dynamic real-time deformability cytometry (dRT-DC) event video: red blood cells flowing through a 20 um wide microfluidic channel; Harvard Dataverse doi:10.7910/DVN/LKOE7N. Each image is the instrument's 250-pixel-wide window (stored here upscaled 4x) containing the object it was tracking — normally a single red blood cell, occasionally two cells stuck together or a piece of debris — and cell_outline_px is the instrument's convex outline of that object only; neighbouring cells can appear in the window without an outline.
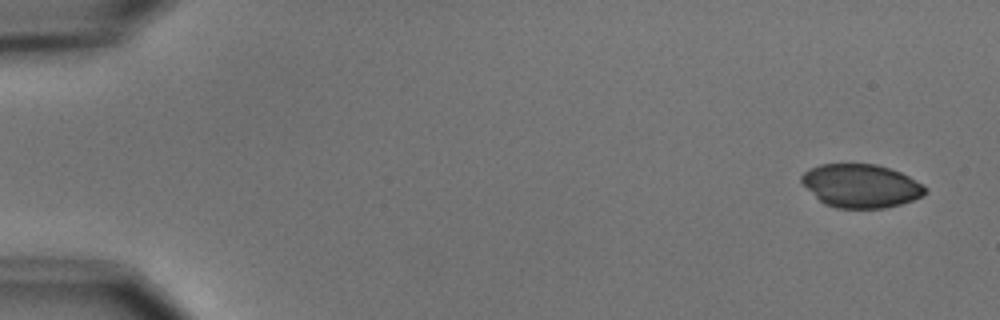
{"species": "common noctule bat (a hibernating species)", "species_latin": "Nyctalus noctula", "temperature_condition": "cold", "stored_images_in_passage": 6, "camera_frame_rate_fps": 3000, "um_per_image_px": 0.085, "animal": {"sex": "male", "body_mass_g": 15.6}, "frame": {"image": 1, "passage_image": 1, "time_ms": 0.0, "image_size_px": [1000, 320], "cell_outline_px": [[928, 192], [912, 200], [900, 204], [884, 208], [836, 208], [824, 204], [800, 180], [800, 176], [804, 172], [820, 164], [876, 164], [900, 172], [924, 184], [928, 188]], "centroid_in_image_um": [73.21, 15.8], "position_along_channel_um": 11.8, "area_um2": 31.1}}